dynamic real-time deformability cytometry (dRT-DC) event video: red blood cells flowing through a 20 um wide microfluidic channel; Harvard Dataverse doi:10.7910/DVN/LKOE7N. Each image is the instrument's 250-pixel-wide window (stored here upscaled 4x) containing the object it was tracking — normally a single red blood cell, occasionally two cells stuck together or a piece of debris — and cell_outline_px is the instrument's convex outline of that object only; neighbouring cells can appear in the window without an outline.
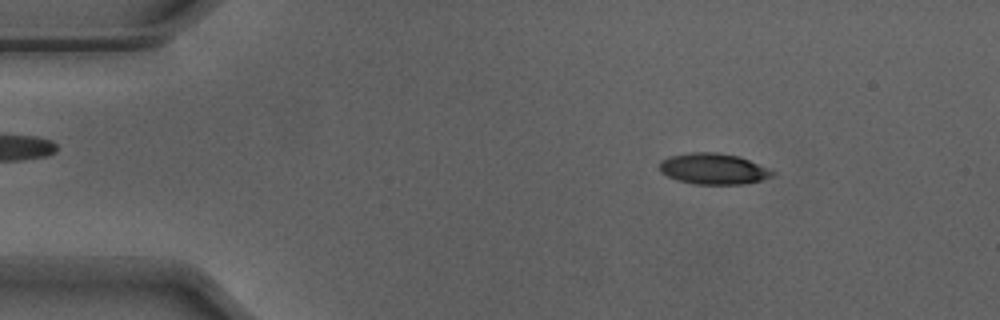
{"species": "Egyptian fruit bat (a non-hibernating species)", "species_latin": "Rousettus aegyptiacus", "temperature_condition": "warm", "stored_images_in_passage": 52, "camera_frame_rate_fps": 3000, "um_per_image_px": 0.085, "animal": {"sex": "male"}, "frame": {"image": 1, "passage_image": 7, "time_ms": 2.0, "image_size_px": [1000, 320], "cell_outline_px": [[776, 172], [772, 176], [760, 180], [744, 184], [696, 184], [680, 180], [668, 176], [660, 172], [660, 160], [668, 156], [692, 152], [716, 152], [740, 156], [772, 168]], "centroid_in_image_um": [60.68, 14.33], "position_along_channel_um": 24.3, "area_um2": 20.58}}
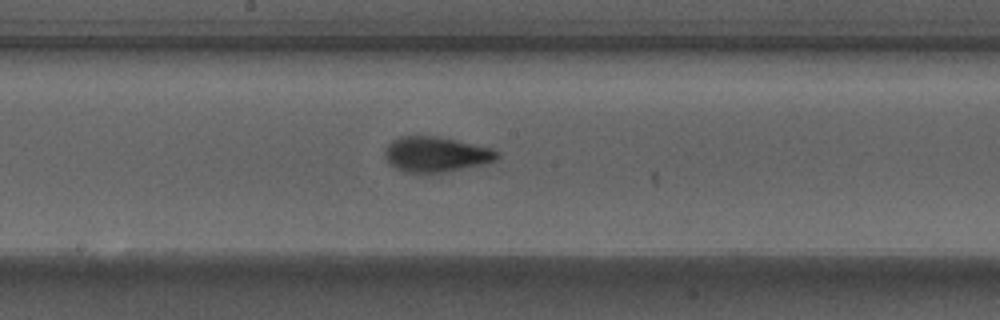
{"frame": {"image": 2, "passage_image": 27, "time_ms": 8.667, "image_size_px": [1000, 320], "cell_outline_px": [[500, 156], [496, 160], [484, 164], [444, 172], [404, 172], [388, 164], [384, 152], [388, 144], [392, 140], [400, 136], [440, 136], [492, 148], [500, 152]], "centroid_in_image_um": [37.07, 13.11], "position_along_channel_um": 211.1, "area_um2": 23.18}}
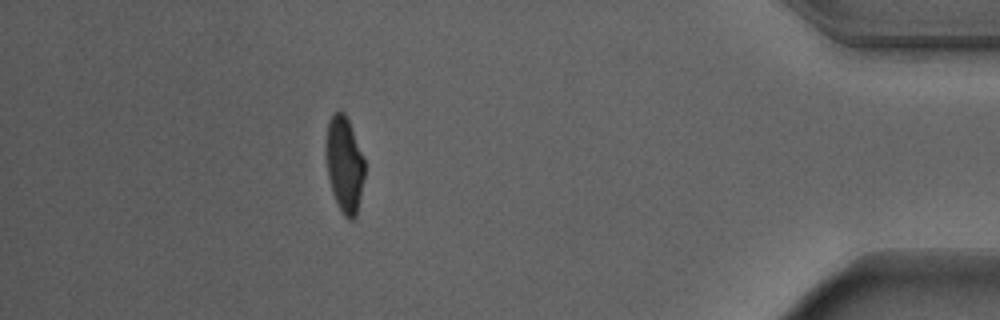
{"frame": {"image": 3, "passage_image": 46, "time_ms": 15.0, "image_size_px": [1000, 320], "cell_outline_px": [[364, 176], [356, 216], [352, 220], [348, 220], [344, 216], [332, 192], [328, 176], [324, 152], [328, 120], [340, 108], [344, 112], [348, 120], [364, 160]], "centroid_in_image_um": [29.24, 13.95], "position_along_channel_um": 406.0, "area_um2": 21.5}}